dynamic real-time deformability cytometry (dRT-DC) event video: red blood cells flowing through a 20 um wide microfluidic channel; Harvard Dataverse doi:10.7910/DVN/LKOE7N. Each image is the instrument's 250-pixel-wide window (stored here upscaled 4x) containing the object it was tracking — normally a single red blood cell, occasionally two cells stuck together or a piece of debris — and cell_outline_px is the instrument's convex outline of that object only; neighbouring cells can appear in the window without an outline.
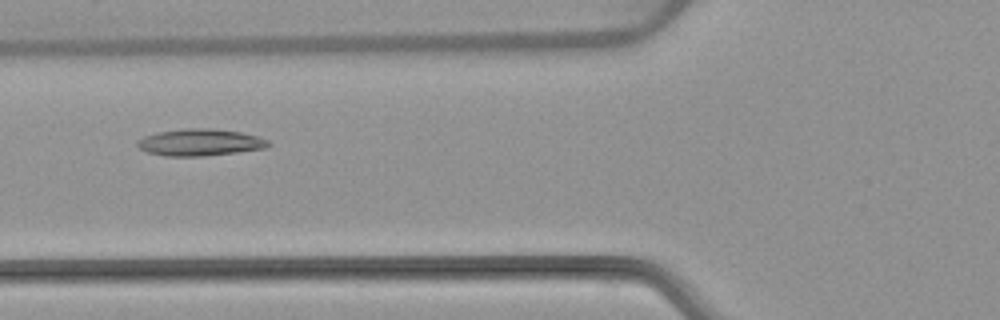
{"species": "common noctule bat (a hibernating species)", "species_latin": "Nyctalus noctula", "temperature_condition": "warm", "stored_images_in_passage": 6, "camera_frame_rate_fps": 3000, "um_per_image_px": 0.085, "animal": {"sex": "female", "body_mass_g": 22.7, "forearm_length_mm": 54.2}, "frame": {"image": 1, "passage_image": 6, "time_ms": 6.0, "image_size_px": [1000, 320], "cell_outline_px": [[272, 144], [264, 148], [236, 152], [204, 156], [164, 156], [148, 152], [140, 148], [136, 144], [136, 140], [144, 136], [160, 132], [184, 128], [208, 128], [240, 132], [256, 136], [268, 140]], "centroid_in_image_um": [16.98, 12.1], "position_along_channel_um": 108.8, "area_um2": 20.35}}